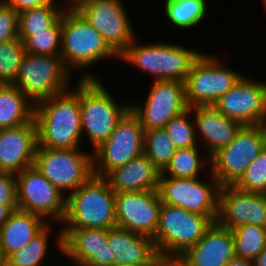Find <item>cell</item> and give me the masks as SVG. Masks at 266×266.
<instances>
[{"label": "cell", "mask_w": 266, "mask_h": 266, "mask_svg": "<svg viewBox=\"0 0 266 266\" xmlns=\"http://www.w3.org/2000/svg\"><path fill=\"white\" fill-rule=\"evenodd\" d=\"M75 88L42 100L35 105L37 147L80 148L84 140L81 126L79 80ZM83 137V138H82Z\"/></svg>", "instance_id": "6da1fadb"}, {"label": "cell", "mask_w": 266, "mask_h": 266, "mask_svg": "<svg viewBox=\"0 0 266 266\" xmlns=\"http://www.w3.org/2000/svg\"><path fill=\"white\" fill-rule=\"evenodd\" d=\"M89 73L79 78V101L82 134L85 133L94 151L105 142L117 123L130 110L129 102L117 103L99 77Z\"/></svg>", "instance_id": "7a4b0ae2"}, {"label": "cell", "mask_w": 266, "mask_h": 266, "mask_svg": "<svg viewBox=\"0 0 266 266\" xmlns=\"http://www.w3.org/2000/svg\"><path fill=\"white\" fill-rule=\"evenodd\" d=\"M66 196V214L60 228L116 227L115 192L104 177L93 175L86 183Z\"/></svg>", "instance_id": "3957f363"}, {"label": "cell", "mask_w": 266, "mask_h": 266, "mask_svg": "<svg viewBox=\"0 0 266 266\" xmlns=\"http://www.w3.org/2000/svg\"><path fill=\"white\" fill-rule=\"evenodd\" d=\"M137 38L119 56L133 67L155 76L157 80L186 81L194 61L201 55L197 50L177 43L155 42L137 44Z\"/></svg>", "instance_id": "277c9868"}, {"label": "cell", "mask_w": 266, "mask_h": 266, "mask_svg": "<svg viewBox=\"0 0 266 266\" xmlns=\"http://www.w3.org/2000/svg\"><path fill=\"white\" fill-rule=\"evenodd\" d=\"M61 33L60 56L71 73L82 71L104 58H119L79 11L62 12Z\"/></svg>", "instance_id": "5b68a950"}, {"label": "cell", "mask_w": 266, "mask_h": 266, "mask_svg": "<svg viewBox=\"0 0 266 266\" xmlns=\"http://www.w3.org/2000/svg\"><path fill=\"white\" fill-rule=\"evenodd\" d=\"M70 73L60 55L25 52L12 85L17 86L36 105L68 90Z\"/></svg>", "instance_id": "8992f818"}, {"label": "cell", "mask_w": 266, "mask_h": 266, "mask_svg": "<svg viewBox=\"0 0 266 266\" xmlns=\"http://www.w3.org/2000/svg\"><path fill=\"white\" fill-rule=\"evenodd\" d=\"M266 145V125L242 126L233 141L210 157L220 187L234 186Z\"/></svg>", "instance_id": "52a82bcc"}, {"label": "cell", "mask_w": 266, "mask_h": 266, "mask_svg": "<svg viewBox=\"0 0 266 266\" xmlns=\"http://www.w3.org/2000/svg\"><path fill=\"white\" fill-rule=\"evenodd\" d=\"M212 224L208 216L162 203L159 224L152 237L157 253L182 255Z\"/></svg>", "instance_id": "ba28073f"}, {"label": "cell", "mask_w": 266, "mask_h": 266, "mask_svg": "<svg viewBox=\"0 0 266 266\" xmlns=\"http://www.w3.org/2000/svg\"><path fill=\"white\" fill-rule=\"evenodd\" d=\"M34 166L63 194L68 192L67 195L94 175L92 150L85 152L81 148L37 147Z\"/></svg>", "instance_id": "9c48e42d"}, {"label": "cell", "mask_w": 266, "mask_h": 266, "mask_svg": "<svg viewBox=\"0 0 266 266\" xmlns=\"http://www.w3.org/2000/svg\"><path fill=\"white\" fill-rule=\"evenodd\" d=\"M222 64L219 58L204 52L194 61L184 82L188 107L213 105L243 76Z\"/></svg>", "instance_id": "30bf717a"}, {"label": "cell", "mask_w": 266, "mask_h": 266, "mask_svg": "<svg viewBox=\"0 0 266 266\" xmlns=\"http://www.w3.org/2000/svg\"><path fill=\"white\" fill-rule=\"evenodd\" d=\"M209 180L159 176L158 192L163 204L176 206L218 219L219 189L217 179L210 172Z\"/></svg>", "instance_id": "8fae6325"}, {"label": "cell", "mask_w": 266, "mask_h": 266, "mask_svg": "<svg viewBox=\"0 0 266 266\" xmlns=\"http://www.w3.org/2000/svg\"><path fill=\"white\" fill-rule=\"evenodd\" d=\"M143 149L144 128L129 110L109 138L92 152L94 175L105 177L113 169L143 154Z\"/></svg>", "instance_id": "7c38bea8"}, {"label": "cell", "mask_w": 266, "mask_h": 266, "mask_svg": "<svg viewBox=\"0 0 266 266\" xmlns=\"http://www.w3.org/2000/svg\"><path fill=\"white\" fill-rule=\"evenodd\" d=\"M16 183L20 210L34 213L47 223H62L66 214L67 196L50 183L34 165L16 174Z\"/></svg>", "instance_id": "4fadbf2b"}, {"label": "cell", "mask_w": 266, "mask_h": 266, "mask_svg": "<svg viewBox=\"0 0 266 266\" xmlns=\"http://www.w3.org/2000/svg\"><path fill=\"white\" fill-rule=\"evenodd\" d=\"M145 101L144 104L130 103V111L139 119L144 131L165 128L173 117L189 108L185 84L179 80H154Z\"/></svg>", "instance_id": "5bb4252c"}, {"label": "cell", "mask_w": 266, "mask_h": 266, "mask_svg": "<svg viewBox=\"0 0 266 266\" xmlns=\"http://www.w3.org/2000/svg\"><path fill=\"white\" fill-rule=\"evenodd\" d=\"M55 248L75 266H115L109 247V229L60 228Z\"/></svg>", "instance_id": "9a60e30c"}, {"label": "cell", "mask_w": 266, "mask_h": 266, "mask_svg": "<svg viewBox=\"0 0 266 266\" xmlns=\"http://www.w3.org/2000/svg\"><path fill=\"white\" fill-rule=\"evenodd\" d=\"M121 0H92L79 12L119 57L136 37Z\"/></svg>", "instance_id": "2e32d148"}, {"label": "cell", "mask_w": 266, "mask_h": 266, "mask_svg": "<svg viewBox=\"0 0 266 266\" xmlns=\"http://www.w3.org/2000/svg\"><path fill=\"white\" fill-rule=\"evenodd\" d=\"M213 106L242 126L266 125V84L243 75Z\"/></svg>", "instance_id": "e0dca14e"}, {"label": "cell", "mask_w": 266, "mask_h": 266, "mask_svg": "<svg viewBox=\"0 0 266 266\" xmlns=\"http://www.w3.org/2000/svg\"><path fill=\"white\" fill-rule=\"evenodd\" d=\"M161 205L158 190L115 193L116 227L153 237Z\"/></svg>", "instance_id": "ac0fdd59"}, {"label": "cell", "mask_w": 266, "mask_h": 266, "mask_svg": "<svg viewBox=\"0 0 266 266\" xmlns=\"http://www.w3.org/2000/svg\"><path fill=\"white\" fill-rule=\"evenodd\" d=\"M217 222L232 229L240 225L266 228V201L262 193L243 192L235 186L219 189Z\"/></svg>", "instance_id": "d6986e66"}, {"label": "cell", "mask_w": 266, "mask_h": 266, "mask_svg": "<svg viewBox=\"0 0 266 266\" xmlns=\"http://www.w3.org/2000/svg\"><path fill=\"white\" fill-rule=\"evenodd\" d=\"M37 148V126L29 123L0 129V172L18 174L34 165Z\"/></svg>", "instance_id": "ffe728a7"}, {"label": "cell", "mask_w": 266, "mask_h": 266, "mask_svg": "<svg viewBox=\"0 0 266 266\" xmlns=\"http://www.w3.org/2000/svg\"><path fill=\"white\" fill-rule=\"evenodd\" d=\"M195 122L198 144L202 141L205 153L211 157L221 148L228 146L242 125L221 114L213 105L191 107Z\"/></svg>", "instance_id": "44dd1931"}, {"label": "cell", "mask_w": 266, "mask_h": 266, "mask_svg": "<svg viewBox=\"0 0 266 266\" xmlns=\"http://www.w3.org/2000/svg\"><path fill=\"white\" fill-rule=\"evenodd\" d=\"M182 256L191 266H226L235 256L231 229L213 222L204 236Z\"/></svg>", "instance_id": "7402d4cb"}, {"label": "cell", "mask_w": 266, "mask_h": 266, "mask_svg": "<svg viewBox=\"0 0 266 266\" xmlns=\"http://www.w3.org/2000/svg\"><path fill=\"white\" fill-rule=\"evenodd\" d=\"M160 171L143 153L104 178L115 193L158 190Z\"/></svg>", "instance_id": "603a6c76"}, {"label": "cell", "mask_w": 266, "mask_h": 266, "mask_svg": "<svg viewBox=\"0 0 266 266\" xmlns=\"http://www.w3.org/2000/svg\"><path fill=\"white\" fill-rule=\"evenodd\" d=\"M109 247L117 264H155L157 251L150 236L114 227L108 233Z\"/></svg>", "instance_id": "cb8c5ba5"}, {"label": "cell", "mask_w": 266, "mask_h": 266, "mask_svg": "<svg viewBox=\"0 0 266 266\" xmlns=\"http://www.w3.org/2000/svg\"><path fill=\"white\" fill-rule=\"evenodd\" d=\"M47 224L34 213L15 210L0 228V248L5 257L24 248Z\"/></svg>", "instance_id": "d4e9b609"}, {"label": "cell", "mask_w": 266, "mask_h": 266, "mask_svg": "<svg viewBox=\"0 0 266 266\" xmlns=\"http://www.w3.org/2000/svg\"><path fill=\"white\" fill-rule=\"evenodd\" d=\"M35 105L15 85L0 84V129L13 128L34 119Z\"/></svg>", "instance_id": "484cf974"}, {"label": "cell", "mask_w": 266, "mask_h": 266, "mask_svg": "<svg viewBox=\"0 0 266 266\" xmlns=\"http://www.w3.org/2000/svg\"><path fill=\"white\" fill-rule=\"evenodd\" d=\"M163 3L165 16L177 29L199 26L207 15L206 0H165Z\"/></svg>", "instance_id": "4316f807"}, {"label": "cell", "mask_w": 266, "mask_h": 266, "mask_svg": "<svg viewBox=\"0 0 266 266\" xmlns=\"http://www.w3.org/2000/svg\"><path fill=\"white\" fill-rule=\"evenodd\" d=\"M200 151L199 146L177 149L169 165L160 173V176L176 178L199 177L203 168L205 169L208 166L207 168L210 169V157L207 155L205 157L200 156L202 154Z\"/></svg>", "instance_id": "83f0119b"}, {"label": "cell", "mask_w": 266, "mask_h": 266, "mask_svg": "<svg viewBox=\"0 0 266 266\" xmlns=\"http://www.w3.org/2000/svg\"><path fill=\"white\" fill-rule=\"evenodd\" d=\"M55 0L43 6L19 13L18 35L24 42L34 32L46 31L62 15L64 8L56 7Z\"/></svg>", "instance_id": "f1b7e54d"}, {"label": "cell", "mask_w": 266, "mask_h": 266, "mask_svg": "<svg viewBox=\"0 0 266 266\" xmlns=\"http://www.w3.org/2000/svg\"><path fill=\"white\" fill-rule=\"evenodd\" d=\"M176 150L165 128L144 131L143 153L160 172H163L169 165Z\"/></svg>", "instance_id": "f546056e"}, {"label": "cell", "mask_w": 266, "mask_h": 266, "mask_svg": "<svg viewBox=\"0 0 266 266\" xmlns=\"http://www.w3.org/2000/svg\"><path fill=\"white\" fill-rule=\"evenodd\" d=\"M235 256L253 261L266 247V228L256 225H240L232 228Z\"/></svg>", "instance_id": "4dcf8cb0"}, {"label": "cell", "mask_w": 266, "mask_h": 266, "mask_svg": "<svg viewBox=\"0 0 266 266\" xmlns=\"http://www.w3.org/2000/svg\"><path fill=\"white\" fill-rule=\"evenodd\" d=\"M50 225L47 224L24 248L10 255L7 266H46L43 260L48 254Z\"/></svg>", "instance_id": "1f68e13d"}, {"label": "cell", "mask_w": 266, "mask_h": 266, "mask_svg": "<svg viewBox=\"0 0 266 266\" xmlns=\"http://www.w3.org/2000/svg\"><path fill=\"white\" fill-rule=\"evenodd\" d=\"M61 16L46 31L34 32L23 43L25 52L37 55H60L61 52Z\"/></svg>", "instance_id": "d6a6232c"}, {"label": "cell", "mask_w": 266, "mask_h": 266, "mask_svg": "<svg viewBox=\"0 0 266 266\" xmlns=\"http://www.w3.org/2000/svg\"><path fill=\"white\" fill-rule=\"evenodd\" d=\"M24 55V43L19 37L0 43V84L14 82Z\"/></svg>", "instance_id": "836d02e7"}, {"label": "cell", "mask_w": 266, "mask_h": 266, "mask_svg": "<svg viewBox=\"0 0 266 266\" xmlns=\"http://www.w3.org/2000/svg\"><path fill=\"white\" fill-rule=\"evenodd\" d=\"M191 114V107H189L181 114L173 117L165 126V130L177 149L199 146L195 122L193 116L191 118Z\"/></svg>", "instance_id": "e575fe53"}, {"label": "cell", "mask_w": 266, "mask_h": 266, "mask_svg": "<svg viewBox=\"0 0 266 266\" xmlns=\"http://www.w3.org/2000/svg\"><path fill=\"white\" fill-rule=\"evenodd\" d=\"M234 186L253 193H262L266 189V145Z\"/></svg>", "instance_id": "d590c367"}, {"label": "cell", "mask_w": 266, "mask_h": 266, "mask_svg": "<svg viewBox=\"0 0 266 266\" xmlns=\"http://www.w3.org/2000/svg\"><path fill=\"white\" fill-rule=\"evenodd\" d=\"M19 14L0 0V43L18 38Z\"/></svg>", "instance_id": "8d00e7d4"}, {"label": "cell", "mask_w": 266, "mask_h": 266, "mask_svg": "<svg viewBox=\"0 0 266 266\" xmlns=\"http://www.w3.org/2000/svg\"><path fill=\"white\" fill-rule=\"evenodd\" d=\"M0 203L18 205L16 174L0 172Z\"/></svg>", "instance_id": "74e56055"}, {"label": "cell", "mask_w": 266, "mask_h": 266, "mask_svg": "<svg viewBox=\"0 0 266 266\" xmlns=\"http://www.w3.org/2000/svg\"><path fill=\"white\" fill-rule=\"evenodd\" d=\"M2 1L19 14L24 10L50 4L54 0H2Z\"/></svg>", "instance_id": "f35d334b"}, {"label": "cell", "mask_w": 266, "mask_h": 266, "mask_svg": "<svg viewBox=\"0 0 266 266\" xmlns=\"http://www.w3.org/2000/svg\"><path fill=\"white\" fill-rule=\"evenodd\" d=\"M155 266H191L180 254H157Z\"/></svg>", "instance_id": "ab89813d"}, {"label": "cell", "mask_w": 266, "mask_h": 266, "mask_svg": "<svg viewBox=\"0 0 266 266\" xmlns=\"http://www.w3.org/2000/svg\"><path fill=\"white\" fill-rule=\"evenodd\" d=\"M17 209H19L18 205H4L0 203V228Z\"/></svg>", "instance_id": "60d3db41"}, {"label": "cell", "mask_w": 266, "mask_h": 266, "mask_svg": "<svg viewBox=\"0 0 266 266\" xmlns=\"http://www.w3.org/2000/svg\"><path fill=\"white\" fill-rule=\"evenodd\" d=\"M226 266H254L253 261L234 256Z\"/></svg>", "instance_id": "b9f144b4"}, {"label": "cell", "mask_w": 266, "mask_h": 266, "mask_svg": "<svg viewBox=\"0 0 266 266\" xmlns=\"http://www.w3.org/2000/svg\"><path fill=\"white\" fill-rule=\"evenodd\" d=\"M254 266H266V247L253 260Z\"/></svg>", "instance_id": "7bdbcfd3"}, {"label": "cell", "mask_w": 266, "mask_h": 266, "mask_svg": "<svg viewBox=\"0 0 266 266\" xmlns=\"http://www.w3.org/2000/svg\"><path fill=\"white\" fill-rule=\"evenodd\" d=\"M0 266H7V258L5 257L1 248H0Z\"/></svg>", "instance_id": "ee69618b"}, {"label": "cell", "mask_w": 266, "mask_h": 266, "mask_svg": "<svg viewBox=\"0 0 266 266\" xmlns=\"http://www.w3.org/2000/svg\"><path fill=\"white\" fill-rule=\"evenodd\" d=\"M115 266H155V264H117Z\"/></svg>", "instance_id": "f6af8a7d"}, {"label": "cell", "mask_w": 266, "mask_h": 266, "mask_svg": "<svg viewBox=\"0 0 266 266\" xmlns=\"http://www.w3.org/2000/svg\"><path fill=\"white\" fill-rule=\"evenodd\" d=\"M262 195L264 196L265 201H266V189L262 192Z\"/></svg>", "instance_id": "bcb514c9"}, {"label": "cell", "mask_w": 266, "mask_h": 266, "mask_svg": "<svg viewBox=\"0 0 266 266\" xmlns=\"http://www.w3.org/2000/svg\"><path fill=\"white\" fill-rule=\"evenodd\" d=\"M263 2L262 3H264V7L266 8V0H262Z\"/></svg>", "instance_id": "7dc6e473"}]
</instances>
